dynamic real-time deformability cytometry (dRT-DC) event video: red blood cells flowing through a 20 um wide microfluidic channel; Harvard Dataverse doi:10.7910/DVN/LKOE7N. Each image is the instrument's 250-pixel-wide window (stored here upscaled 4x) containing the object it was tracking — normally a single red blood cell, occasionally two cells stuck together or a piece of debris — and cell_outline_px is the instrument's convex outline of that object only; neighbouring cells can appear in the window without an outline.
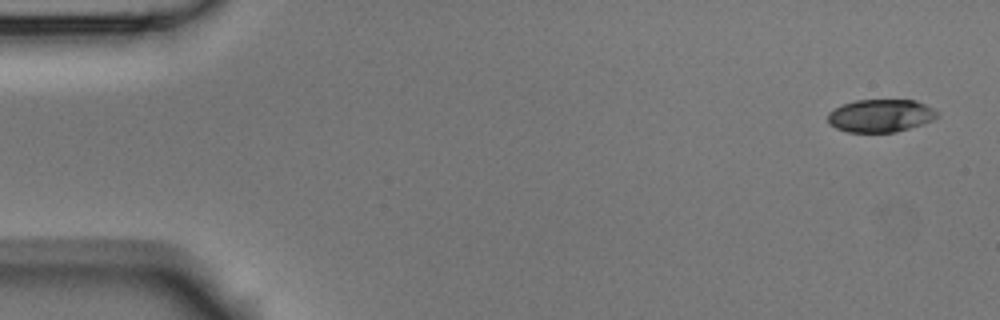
{"species": "Egyptian fruit bat (a non-hibernating species)", "species_latin": "Rousettus aegyptiacus", "temperature_condition": "room temperature", "stored_images_in_passage": 3, "camera_frame_rate_fps": 3000, "um_per_image_px": 0.085, "animal": {"sex": "male"}, "frame": {"image": 1, "passage_image": 1, "time_ms": 0.0, "image_size_px": [1000, 320], "cell_outline_px": [[940, 116], [924, 124], [896, 132], [848, 132], [836, 128], [828, 124], [828, 112], [844, 104], [856, 100], [916, 100], [932, 108]], "centroid_in_image_um": [74.85, 9.84], "position_along_channel_um": 10.1, "area_um2": 20.92}}